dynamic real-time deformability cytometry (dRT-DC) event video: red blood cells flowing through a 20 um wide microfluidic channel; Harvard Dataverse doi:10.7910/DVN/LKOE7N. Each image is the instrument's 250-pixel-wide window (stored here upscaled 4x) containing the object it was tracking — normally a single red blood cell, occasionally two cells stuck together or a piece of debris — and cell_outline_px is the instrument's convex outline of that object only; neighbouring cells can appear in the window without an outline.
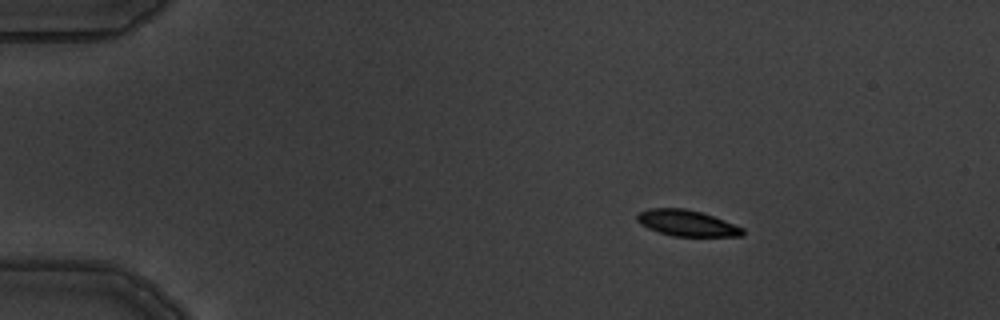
{"species": "common noctule bat (a hibernating species)", "species_latin": "Nyctalus noctula", "temperature_condition": "warm", "stored_images_in_passage": 4, "camera_frame_rate_fps": 3000, "um_per_image_px": 0.085, "animal": {"sex": "male", "body_mass_g": 19.5, "forearm_length_mm": 54.6}, "frame": {"image": 1, "passage_image": 2, "time_ms": 1.0, "image_size_px": [1000, 320], "cell_outline_px": [[744, 236], [672, 236], [648, 228], [640, 224], [636, 220], [636, 216], [640, 212], [648, 208], [684, 208], [700, 212], [724, 220], [744, 228]], "centroid_in_image_um": [58.37, 18.96], "position_along_channel_um": 26.6, "area_um2": 15.95}}